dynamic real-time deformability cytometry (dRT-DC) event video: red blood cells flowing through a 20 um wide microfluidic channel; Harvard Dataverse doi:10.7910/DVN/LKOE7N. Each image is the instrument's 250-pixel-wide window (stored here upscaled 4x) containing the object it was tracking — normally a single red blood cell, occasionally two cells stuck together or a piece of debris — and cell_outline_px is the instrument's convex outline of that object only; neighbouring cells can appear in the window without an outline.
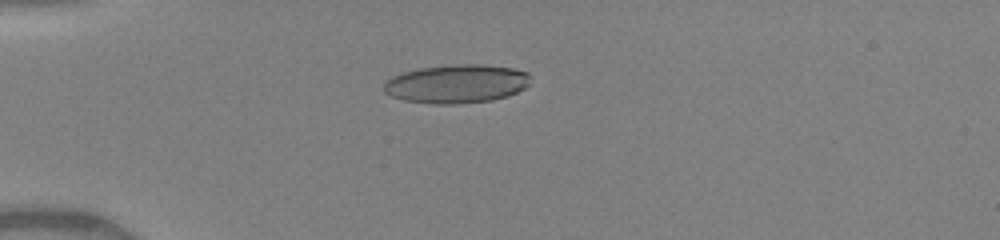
{"species": "human", "species_latin": "Homo sapiens", "temperature_condition": "warm", "stored_images_in_passage": 50, "camera_frame_rate_fps": 3000, "um_per_image_px": 0.085, "donor": {"sex": "female"}, "frame": {"image": 1, "passage_image": 15, "time_ms": 4.667, "image_size_px": [1000, 240], "cell_outline_px": [[528, 84], [524, 88], [508, 96], [492, 100], [456, 104], [436, 104], [404, 100], [392, 96], [384, 92], [384, 84], [392, 76], [404, 72], [420, 68], [456, 64], [480, 64], [512, 68], [528, 72]], "centroid_in_image_um": [38.8, 7.12], "position_along_channel_um": 46.2, "area_um2": 32.77}}
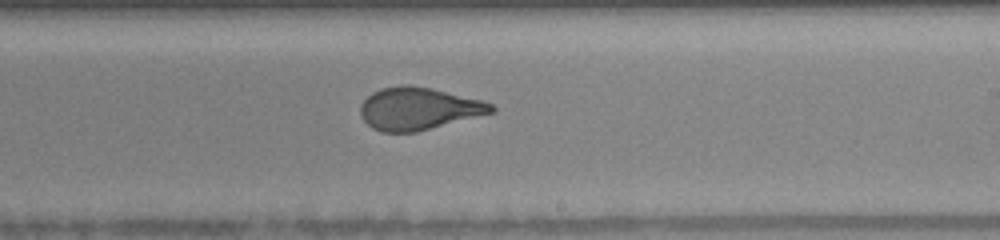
{"frame": {"image": 2, "passage_image": 32, "time_ms": 10.333, "image_size_px": [1000, 240], "cell_outline_px": [[496, 112], [416, 132], [380, 132], [372, 128], [360, 116], [360, 104], [372, 92], [380, 88], [408, 84], [432, 88], [484, 100], [492, 104], [496, 108]], "centroid_in_image_um": [35.59, 9.23], "position_along_channel_um": 253.4, "area_um2": 32.66}}
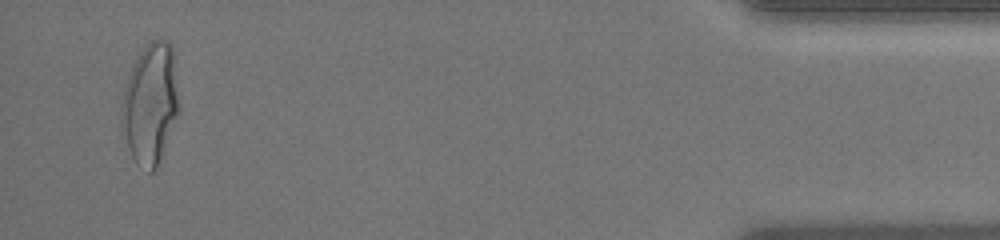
{"frame": {"image": 3, "passage_image": 49, "time_ms": 16.0, "image_size_px": [1000, 240], "cell_outline_px": [[180, 116], [160, 160], [156, 168], [152, 172], [148, 172], [136, 164], [128, 148], [120, 124], [124, 88], [128, 76], [136, 56], [152, 40], [168, 40], [172, 44], [180, 100]], "centroid_in_image_um": [12.82, 8.84], "position_along_channel_um": 422.4, "area_um2": 41.21}, "authors_computed_cell_mechanics": {"area_um2": 32.7148, "velocity_mm_per_s": 4.1412, "shape_relaxation_time_tau1_ms": 6.4775, "shape_relaxation_time_tau2_ms": null, "deformation_change_tau1": 0.245, "deformation_change_tau2": null}}